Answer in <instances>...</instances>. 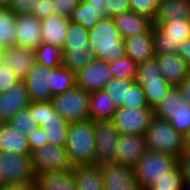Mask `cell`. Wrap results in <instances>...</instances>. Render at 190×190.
Here are the masks:
<instances>
[{
	"instance_id": "cell-1",
	"label": "cell",
	"mask_w": 190,
	"mask_h": 190,
	"mask_svg": "<svg viewBox=\"0 0 190 190\" xmlns=\"http://www.w3.org/2000/svg\"><path fill=\"white\" fill-rule=\"evenodd\" d=\"M89 47L96 59L112 62L125 55L123 38L115 21L111 17H103L89 29Z\"/></svg>"
},
{
	"instance_id": "cell-2",
	"label": "cell",
	"mask_w": 190,
	"mask_h": 190,
	"mask_svg": "<svg viewBox=\"0 0 190 190\" xmlns=\"http://www.w3.org/2000/svg\"><path fill=\"white\" fill-rule=\"evenodd\" d=\"M95 144L94 120L69 124L65 148L72 167L94 165Z\"/></svg>"
},
{
	"instance_id": "cell-3",
	"label": "cell",
	"mask_w": 190,
	"mask_h": 190,
	"mask_svg": "<svg viewBox=\"0 0 190 190\" xmlns=\"http://www.w3.org/2000/svg\"><path fill=\"white\" fill-rule=\"evenodd\" d=\"M144 136L148 151L170 154L177 159L185 151V136L168 119L154 117Z\"/></svg>"
},
{
	"instance_id": "cell-4",
	"label": "cell",
	"mask_w": 190,
	"mask_h": 190,
	"mask_svg": "<svg viewBox=\"0 0 190 190\" xmlns=\"http://www.w3.org/2000/svg\"><path fill=\"white\" fill-rule=\"evenodd\" d=\"M177 164L178 159L170 154L147 151L133 168L139 188L148 189L155 180L166 176Z\"/></svg>"
},
{
	"instance_id": "cell-5",
	"label": "cell",
	"mask_w": 190,
	"mask_h": 190,
	"mask_svg": "<svg viewBox=\"0 0 190 190\" xmlns=\"http://www.w3.org/2000/svg\"><path fill=\"white\" fill-rule=\"evenodd\" d=\"M51 102L69 124L90 119V93L74 86L63 94L53 96Z\"/></svg>"
},
{
	"instance_id": "cell-6",
	"label": "cell",
	"mask_w": 190,
	"mask_h": 190,
	"mask_svg": "<svg viewBox=\"0 0 190 190\" xmlns=\"http://www.w3.org/2000/svg\"><path fill=\"white\" fill-rule=\"evenodd\" d=\"M155 54L177 53L179 45L190 37V20L162 22L152 26Z\"/></svg>"
},
{
	"instance_id": "cell-7",
	"label": "cell",
	"mask_w": 190,
	"mask_h": 190,
	"mask_svg": "<svg viewBox=\"0 0 190 190\" xmlns=\"http://www.w3.org/2000/svg\"><path fill=\"white\" fill-rule=\"evenodd\" d=\"M34 118L44 129L49 144L65 147L69 123L57 113L51 101L34 102Z\"/></svg>"
},
{
	"instance_id": "cell-8",
	"label": "cell",
	"mask_w": 190,
	"mask_h": 190,
	"mask_svg": "<svg viewBox=\"0 0 190 190\" xmlns=\"http://www.w3.org/2000/svg\"><path fill=\"white\" fill-rule=\"evenodd\" d=\"M35 177L29 156L0 152V185H34Z\"/></svg>"
},
{
	"instance_id": "cell-9",
	"label": "cell",
	"mask_w": 190,
	"mask_h": 190,
	"mask_svg": "<svg viewBox=\"0 0 190 190\" xmlns=\"http://www.w3.org/2000/svg\"><path fill=\"white\" fill-rule=\"evenodd\" d=\"M154 117L153 109L149 107H119L114 113L112 122L120 134L144 135Z\"/></svg>"
},
{
	"instance_id": "cell-10",
	"label": "cell",
	"mask_w": 190,
	"mask_h": 190,
	"mask_svg": "<svg viewBox=\"0 0 190 190\" xmlns=\"http://www.w3.org/2000/svg\"><path fill=\"white\" fill-rule=\"evenodd\" d=\"M95 155L94 165L101 166L117 162V144L120 133L112 121H94Z\"/></svg>"
},
{
	"instance_id": "cell-11",
	"label": "cell",
	"mask_w": 190,
	"mask_h": 190,
	"mask_svg": "<svg viewBox=\"0 0 190 190\" xmlns=\"http://www.w3.org/2000/svg\"><path fill=\"white\" fill-rule=\"evenodd\" d=\"M31 166L35 175L48 171H67L72 169L65 147L46 144L30 152Z\"/></svg>"
},
{
	"instance_id": "cell-12",
	"label": "cell",
	"mask_w": 190,
	"mask_h": 190,
	"mask_svg": "<svg viewBox=\"0 0 190 190\" xmlns=\"http://www.w3.org/2000/svg\"><path fill=\"white\" fill-rule=\"evenodd\" d=\"M111 79L113 75L109 63L99 59H95L75 73L76 86L89 93L104 90Z\"/></svg>"
},
{
	"instance_id": "cell-13",
	"label": "cell",
	"mask_w": 190,
	"mask_h": 190,
	"mask_svg": "<svg viewBox=\"0 0 190 190\" xmlns=\"http://www.w3.org/2000/svg\"><path fill=\"white\" fill-rule=\"evenodd\" d=\"M31 102L51 101L53 98V68L35 64L24 80Z\"/></svg>"
},
{
	"instance_id": "cell-14",
	"label": "cell",
	"mask_w": 190,
	"mask_h": 190,
	"mask_svg": "<svg viewBox=\"0 0 190 190\" xmlns=\"http://www.w3.org/2000/svg\"><path fill=\"white\" fill-rule=\"evenodd\" d=\"M105 190H141L135 178L134 169L121 163H107L100 166Z\"/></svg>"
},
{
	"instance_id": "cell-15",
	"label": "cell",
	"mask_w": 190,
	"mask_h": 190,
	"mask_svg": "<svg viewBox=\"0 0 190 190\" xmlns=\"http://www.w3.org/2000/svg\"><path fill=\"white\" fill-rule=\"evenodd\" d=\"M31 104L24 81H19L12 88L0 94V123L9 122L20 110Z\"/></svg>"
},
{
	"instance_id": "cell-16",
	"label": "cell",
	"mask_w": 190,
	"mask_h": 190,
	"mask_svg": "<svg viewBox=\"0 0 190 190\" xmlns=\"http://www.w3.org/2000/svg\"><path fill=\"white\" fill-rule=\"evenodd\" d=\"M1 62L11 69L20 81H24L36 64L35 51L20 46L6 48L3 50Z\"/></svg>"
},
{
	"instance_id": "cell-17",
	"label": "cell",
	"mask_w": 190,
	"mask_h": 190,
	"mask_svg": "<svg viewBox=\"0 0 190 190\" xmlns=\"http://www.w3.org/2000/svg\"><path fill=\"white\" fill-rule=\"evenodd\" d=\"M16 46L35 50L42 43L41 20L32 14H16Z\"/></svg>"
},
{
	"instance_id": "cell-18",
	"label": "cell",
	"mask_w": 190,
	"mask_h": 190,
	"mask_svg": "<svg viewBox=\"0 0 190 190\" xmlns=\"http://www.w3.org/2000/svg\"><path fill=\"white\" fill-rule=\"evenodd\" d=\"M161 74L172 87H179L190 74V67L177 53L155 54Z\"/></svg>"
},
{
	"instance_id": "cell-19",
	"label": "cell",
	"mask_w": 190,
	"mask_h": 190,
	"mask_svg": "<svg viewBox=\"0 0 190 190\" xmlns=\"http://www.w3.org/2000/svg\"><path fill=\"white\" fill-rule=\"evenodd\" d=\"M117 163L134 168L148 151L144 135L120 134L117 144Z\"/></svg>"
},
{
	"instance_id": "cell-20",
	"label": "cell",
	"mask_w": 190,
	"mask_h": 190,
	"mask_svg": "<svg viewBox=\"0 0 190 190\" xmlns=\"http://www.w3.org/2000/svg\"><path fill=\"white\" fill-rule=\"evenodd\" d=\"M113 19L123 39L149 33L154 24L152 18L139 15L132 10L123 12Z\"/></svg>"
},
{
	"instance_id": "cell-21",
	"label": "cell",
	"mask_w": 190,
	"mask_h": 190,
	"mask_svg": "<svg viewBox=\"0 0 190 190\" xmlns=\"http://www.w3.org/2000/svg\"><path fill=\"white\" fill-rule=\"evenodd\" d=\"M34 190H78L73 169L48 171L36 175Z\"/></svg>"
},
{
	"instance_id": "cell-22",
	"label": "cell",
	"mask_w": 190,
	"mask_h": 190,
	"mask_svg": "<svg viewBox=\"0 0 190 190\" xmlns=\"http://www.w3.org/2000/svg\"><path fill=\"white\" fill-rule=\"evenodd\" d=\"M0 152L30 156V148L27 136L18 133L9 122L0 123Z\"/></svg>"
},
{
	"instance_id": "cell-23",
	"label": "cell",
	"mask_w": 190,
	"mask_h": 190,
	"mask_svg": "<svg viewBox=\"0 0 190 190\" xmlns=\"http://www.w3.org/2000/svg\"><path fill=\"white\" fill-rule=\"evenodd\" d=\"M69 22V18L59 16L56 13L41 20L42 42L53 46L63 47Z\"/></svg>"
},
{
	"instance_id": "cell-24",
	"label": "cell",
	"mask_w": 190,
	"mask_h": 190,
	"mask_svg": "<svg viewBox=\"0 0 190 190\" xmlns=\"http://www.w3.org/2000/svg\"><path fill=\"white\" fill-rule=\"evenodd\" d=\"M123 41L125 55L135 63L145 62L155 57L152 30L149 33L125 38Z\"/></svg>"
},
{
	"instance_id": "cell-25",
	"label": "cell",
	"mask_w": 190,
	"mask_h": 190,
	"mask_svg": "<svg viewBox=\"0 0 190 190\" xmlns=\"http://www.w3.org/2000/svg\"><path fill=\"white\" fill-rule=\"evenodd\" d=\"M190 20V0H161L154 24L173 20Z\"/></svg>"
},
{
	"instance_id": "cell-26",
	"label": "cell",
	"mask_w": 190,
	"mask_h": 190,
	"mask_svg": "<svg viewBox=\"0 0 190 190\" xmlns=\"http://www.w3.org/2000/svg\"><path fill=\"white\" fill-rule=\"evenodd\" d=\"M117 107L105 90L90 93V119L112 121Z\"/></svg>"
},
{
	"instance_id": "cell-27",
	"label": "cell",
	"mask_w": 190,
	"mask_h": 190,
	"mask_svg": "<svg viewBox=\"0 0 190 190\" xmlns=\"http://www.w3.org/2000/svg\"><path fill=\"white\" fill-rule=\"evenodd\" d=\"M72 169L78 190H105L100 166H79Z\"/></svg>"
},
{
	"instance_id": "cell-28",
	"label": "cell",
	"mask_w": 190,
	"mask_h": 190,
	"mask_svg": "<svg viewBox=\"0 0 190 190\" xmlns=\"http://www.w3.org/2000/svg\"><path fill=\"white\" fill-rule=\"evenodd\" d=\"M16 14L10 8H0V45L6 49L16 46Z\"/></svg>"
},
{
	"instance_id": "cell-29",
	"label": "cell",
	"mask_w": 190,
	"mask_h": 190,
	"mask_svg": "<svg viewBox=\"0 0 190 190\" xmlns=\"http://www.w3.org/2000/svg\"><path fill=\"white\" fill-rule=\"evenodd\" d=\"M34 51L36 56V63L41 66L57 68L63 65V47L53 46L51 44L42 42Z\"/></svg>"
},
{
	"instance_id": "cell-30",
	"label": "cell",
	"mask_w": 190,
	"mask_h": 190,
	"mask_svg": "<svg viewBox=\"0 0 190 190\" xmlns=\"http://www.w3.org/2000/svg\"><path fill=\"white\" fill-rule=\"evenodd\" d=\"M105 14L98 8L81 0L80 5L73 11L70 21L82 24L87 30L91 29Z\"/></svg>"
},
{
	"instance_id": "cell-31",
	"label": "cell",
	"mask_w": 190,
	"mask_h": 190,
	"mask_svg": "<svg viewBox=\"0 0 190 190\" xmlns=\"http://www.w3.org/2000/svg\"><path fill=\"white\" fill-rule=\"evenodd\" d=\"M96 59L93 50L89 47L83 50L64 48L63 66L73 72H78Z\"/></svg>"
},
{
	"instance_id": "cell-32",
	"label": "cell",
	"mask_w": 190,
	"mask_h": 190,
	"mask_svg": "<svg viewBox=\"0 0 190 190\" xmlns=\"http://www.w3.org/2000/svg\"><path fill=\"white\" fill-rule=\"evenodd\" d=\"M185 101L179 87H172L166 97L153 108L154 116L157 118L168 119L173 111Z\"/></svg>"
},
{
	"instance_id": "cell-33",
	"label": "cell",
	"mask_w": 190,
	"mask_h": 190,
	"mask_svg": "<svg viewBox=\"0 0 190 190\" xmlns=\"http://www.w3.org/2000/svg\"><path fill=\"white\" fill-rule=\"evenodd\" d=\"M135 83L143 86L145 83H167L163 78L155 58L137 64Z\"/></svg>"
},
{
	"instance_id": "cell-34",
	"label": "cell",
	"mask_w": 190,
	"mask_h": 190,
	"mask_svg": "<svg viewBox=\"0 0 190 190\" xmlns=\"http://www.w3.org/2000/svg\"><path fill=\"white\" fill-rule=\"evenodd\" d=\"M9 124L20 134L27 135L36 130L39 125L34 118V102L18 111L9 121Z\"/></svg>"
},
{
	"instance_id": "cell-35",
	"label": "cell",
	"mask_w": 190,
	"mask_h": 190,
	"mask_svg": "<svg viewBox=\"0 0 190 190\" xmlns=\"http://www.w3.org/2000/svg\"><path fill=\"white\" fill-rule=\"evenodd\" d=\"M89 30L82 24L69 22L66 40L63 48L72 50H83L89 48Z\"/></svg>"
},
{
	"instance_id": "cell-36",
	"label": "cell",
	"mask_w": 190,
	"mask_h": 190,
	"mask_svg": "<svg viewBox=\"0 0 190 190\" xmlns=\"http://www.w3.org/2000/svg\"><path fill=\"white\" fill-rule=\"evenodd\" d=\"M135 84V80H121L113 78L105 86L104 90L109 94L116 107H123L128 103L129 89Z\"/></svg>"
},
{
	"instance_id": "cell-37",
	"label": "cell",
	"mask_w": 190,
	"mask_h": 190,
	"mask_svg": "<svg viewBox=\"0 0 190 190\" xmlns=\"http://www.w3.org/2000/svg\"><path fill=\"white\" fill-rule=\"evenodd\" d=\"M76 85L75 72L65 68L63 65L53 68L52 95L63 94Z\"/></svg>"
},
{
	"instance_id": "cell-38",
	"label": "cell",
	"mask_w": 190,
	"mask_h": 190,
	"mask_svg": "<svg viewBox=\"0 0 190 190\" xmlns=\"http://www.w3.org/2000/svg\"><path fill=\"white\" fill-rule=\"evenodd\" d=\"M184 177L178 164L166 176L155 180L146 190H183Z\"/></svg>"
},
{
	"instance_id": "cell-39",
	"label": "cell",
	"mask_w": 190,
	"mask_h": 190,
	"mask_svg": "<svg viewBox=\"0 0 190 190\" xmlns=\"http://www.w3.org/2000/svg\"><path fill=\"white\" fill-rule=\"evenodd\" d=\"M109 66L113 78L135 80L137 63H135L129 56L124 55L118 60L109 62Z\"/></svg>"
},
{
	"instance_id": "cell-40",
	"label": "cell",
	"mask_w": 190,
	"mask_h": 190,
	"mask_svg": "<svg viewBox=\"0 0 190 190\" xmlns=\"http://www.w3.org/2000/svg\"><path fill=\"white\" fill-rule=\"evenodd\" d=\"M168 121L177 132L185 136L190 131V105L184 101L173 111Z\"/></svg>"
},
{
	"instance_id": "cell-41",
	"label": "cell",
	"mask_w": 190,
	"mask_h": 190,
	"mask_svg": "<svg viewBox=\"0 0 190 190\" xmlns=\"http://www.w3.org/2000/svg\"><path fill=\"white\" fill-rule=\"evenodd\" d=\"M149 108H154L166 97L172 88L168 83H145L143 86Z\"/></svg>"
},
{
	"instance_id": "cell-42",
	"label": "cell",
	"mask_w": 190,
	"mask_h": 190,
	"mask_svg": "<svg viewBox=\"0 0 190 190\" xmlns=\"http://www.w3.org/2000/svg\"><path fill=\"white\" fill-rule=\"evenodd\" d=\"M129 1H130V9L133 12L139 15L150 17L154 20L161 0H129Z\"/></svg>"
},
{
	"instance_id": "cell-43",
	"label": "cell",
	"mask_w": 190,
	"mask_h": 190,
	"mask_svg": "<svg viewBox=\"0 0 190 190\" xmlns=\"http://www.w3.org/2000/svg\"><path fill=\"white\" fill-rule=\"evenodd\" d=\"M123 107L138 108V107H149L145 91L142 86L135 83L131 89H129L128 103H125Z\"/></svg>"
},
{
	"instance_id": "cell-44",
	"label": "cell",
	"mask_w": 190,
	"mask_h": 190,
	"mask_svg": "<svg viewBox=\"0 0 190 190\" xmlns=\"http://www.w3.org/2000/svg\"><path fill=\"white\" fill-rule=\"evenodd\" d=\"M53 13L70 18L73 11L80 5L81 0H52Z\"/></svg>"
},
{
	"instance_id": "cell-45",
	"label": "cell",
	"mask_w": 190,
	"mask_h": 190,
	"mask_svg": "<svg viewBox=\"0 0 190 190\" xmlns=\"http://www.w3.org/2000/svg\"><path fill=\"white\" fill-rule=\"evenodd\" d=\"M129 10H131L129 0H106L104 6L105 17L111 18Z\"/></svg>"
},
{
	"instance_id": "cell-46",
	"label": "cell",
	"mask_w": 190,
	"mask_h": 190,
	"mask_svg": "<svg viewBox=\"0 0 190 190\" xmlns=\"http://www.w3.org/2000/svg\"><path fill=\"white\" fill-rule=\"evenodd\" d=\"M20 80L16 77L15 73L6 68V66L0 63V94L6 92L14 85H16Z\"/></svg>"
},
{
	"instance_id": "cell-47",
	"label": "cell",
	"mask_w": 190,
	"mask_h": 190,
	"mask_svg": "<svg viewBox=\"0 0 190 190\" xmlns=\"http://www.w3.org/2000/svg\"><path fill=\"white\" fill-rule=\"evenodd\" d=\"M27 140L29 144L30 151L43 147L46 144H49L48 139H46L45 131L41 127H38L36 130H33L31 133H28Z\"/></svg>"
},
{
	"instance_id": "cell-48",
	"label": "cell",
	"mask_w": 190,
	"mask_h": 190,
	"mask_svg": "<svg viewBox=\"0 0 190 190\" xmlns=\"http://www.w3.org/2000/svg\"><path fill=\"white\" fill-rule=\"evenodd\" d=\"M31 14L40 20L49 17L51 14H53L52 0H36L35 8Z\"/></svg>"
},
{
	"instance_id": "cell-49",
	"label": "cell",
	"mask_w": 190,
	"mask_h": 190,
	"mask_svg": "<svg viewBox=\"0 0 190 190\" xmlns=\"http://www.w3.org/2000/svg\"><path fill=\"white\" fill-rule=\"evenodd\" d=\"M36 0H13L10 9L15 14H31L35 8Z\"/></svg>"
},
{
	"instance_id": "cell-50",
	"label": "cell",
	"mask_w": 190,
	"mask_h": 190,
	"mask_svg": "<svg viewBox=\"0 0 190 190\" xmlns=\"http://www.w3.org/2000/svg\"><path fill=\"white\" fill-rule=\"evenodd\" d=\"M178 166L183 177H190V150H185L178 158Z\"/></svg>"
},
{
	"instance_id": "cell-51",
	"label": "cell",
	"mask_w": 190,
	"mask_h": 190,
	"mask_svg": "<svg viewBox=\"0 0 190 190\" xmlns=\"http://www.w3.org/2000/svg\"><path fill=\"white\" fill-rule=\"evenodd\" d=\"M177 54L190 67V37L185 39L178 47Z\"/></svg>"
},
{
	"instance_id": "cell-52",
	"label": "cell",
	"mask_w": 190,
	"mask_h": 190,
	"mask_svg": "<svg viewBox=\"0 0 190 190\" xmlns=\"http://www.w3.org/2000/svg\"><path fill=\"white\" fill-rule=\"evenodd\" d=\"M180 90L183 93L185 101L190 105V74L186 77V79L179 86Z\"/></svg>"
},
{
	"instance_id": "cell-53",
	"label": "cell",
	"mask_w": 190,
	"mask_h": 190,
	"mask_svg": "<svg viewBox=\"0 0 190 190\" xmlns=\"http://www.w3.org/2000/svg\"><path fill=\"white\" fill-rule=\"evenodd\" d=\"M0 190H34V185L1 184Z\"/></svg>"
},
{
	"instance_id": "cell-54",
	"label": "cell",
	"mask_w": 190,
	"mask_h": 190,
	"mask_svg": "<svg viewBox=\"0 0 190 190\" xmlns=\"http://www.w3.org/2000/svg\"><path fill=\"white\" fill-rule=\"evenodd\" d=\"M86 3L91 4V6L98 7L104 13V6L106 0H84Z\"/></svg>"
},
{
	"instance_id": "cell-55",
	"label": "cell",
	"mask_w": 190,
	"mask_h": 190,
	"mask_svg": "<svg viewBox=\"0 0 190 190\" xmlns=\"http://www.w3.org/2000/svg\"><path fill=\"white\" fill-rule=\"evenodd\" d=\"M13 0H0V8H9Z\"/></svg>"
},
{
	"instance_id": "cell-56",
	"label": "cell",
	"mask_w": 190,
	"mask_h": 190,
	"mask_svg": "<svg viewBox=\"0 0 190 190\" xmlns=\"http://www.w3.org/2000/svg\"><path fill=\"white\" fill-rule=\"evenodd\" d=\"M185 150H190V131L185 135Z\"/></svg>"
},
{
	"instance_id": "cell-57",
	"label": "cell",
	"mask_w": 190,
	"mask_h": 190,
	"mask_svg": "<svg viewBox=\"0 0 190 190\" xmlns=\"http://www.w3.org/2000/svg\"><path fill=\"white\" fill-rule=\"evenodd\" d=\"M183 190H190V177H184Z\"/></svg>"
},
{
	"instance_id": "cell-58",
	"label": "cell",
	"mask_w": 190,
	"mask_h": 190,
	"mask_svg": "<svg viewBox=\"0 0 190 190\" xmlns=\"http://www.w3.org/2000/svg\"><path fill=\"white\" fill-rule=\"evenodd\" d=\"M3 50H4V48L0 45V63H1V58H2V54H3Z\"/></svg>"
}]
</instances>
